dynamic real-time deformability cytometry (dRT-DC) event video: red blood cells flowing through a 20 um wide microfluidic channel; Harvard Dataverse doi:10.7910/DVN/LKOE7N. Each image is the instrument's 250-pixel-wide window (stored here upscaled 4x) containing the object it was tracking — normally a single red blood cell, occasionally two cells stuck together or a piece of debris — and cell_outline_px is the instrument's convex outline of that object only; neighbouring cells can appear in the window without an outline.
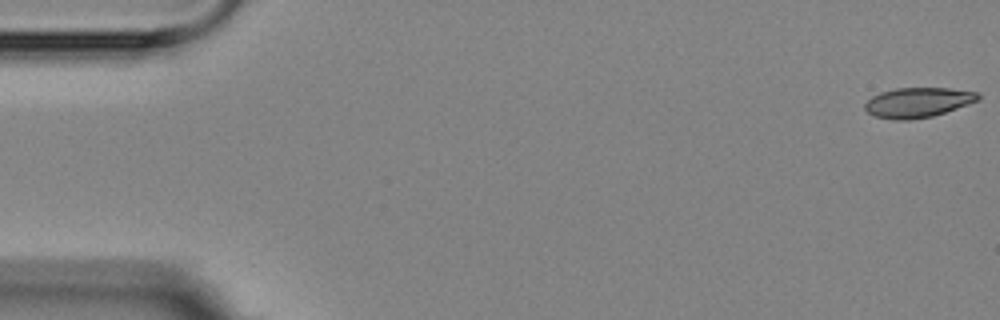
{"species": "Egyptian fruit bat (a non-hibernating species)", "species_latin": "Rousettus aegyptiacus", "temperature_condition": "room temperature", "stored_images_in_passage": 7, "camera_frame_rate_fps": 3000, "um_per_image_px": 0.085, "animal": {"sex": "female"}, "frame": {"image": 1, "passage_image": 1, "time_ms": 0.0, "image_size_px": [1000, 320], "cell_outline_px": [[980, 100], [932, 116], [908, 120], [892, 120], [876, 116], [868, 112], [864, 108], [864, 104], [872, 96], [880, 92], [896, 88], [948, 88], [976, 92], [980, 96]], "centroid_in_image_um": [77.99, 8.7], "position_along_channel_um": 7.0, "area_um2": 19.59}}
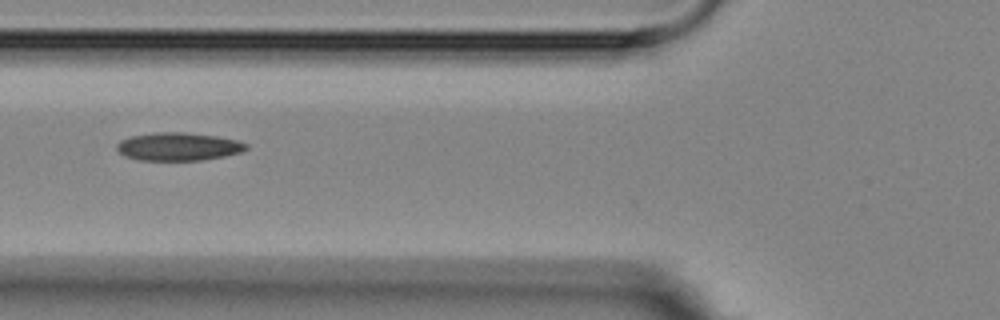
{"frame": {"image": 2, "passage_image": 6, "time_ms": 6.667, "image_size_px": [1000, 320], "cell_outline_px": [[248, 148], [240, 152], [224, 156], [200, 160], [140, 160], [124, 156], [116, 148], [116, 144], [120, 140], [132, 136], [156, 132], [184, 132], [216, 136], [236, 140], [248, 144]], "centroid_in_image_um": [15.14, 12.46], "position_along_channel_um": 110.7, "area_um2": 21.04}}
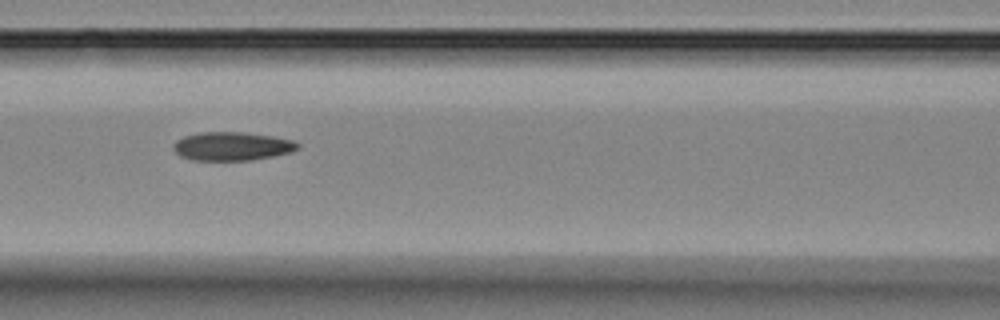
{"frame": {"image": 3, "passage_image": 7, "time_ms": 7.667, "image_size_px": [1000, 320], "cell_outline_px": [[300, 148], [292, 152], [252, 160], [192, 160], [180, 156], [172, 148], [172, 144], [176, 140], [184, 136], [200, 132], [244, 132], [272, 136], [292, 140], [300, 144]], "centroid_in_image_um": [19.71, 12.43], "position_along_channel_um": 146.9, "area_um2": 20.81}}